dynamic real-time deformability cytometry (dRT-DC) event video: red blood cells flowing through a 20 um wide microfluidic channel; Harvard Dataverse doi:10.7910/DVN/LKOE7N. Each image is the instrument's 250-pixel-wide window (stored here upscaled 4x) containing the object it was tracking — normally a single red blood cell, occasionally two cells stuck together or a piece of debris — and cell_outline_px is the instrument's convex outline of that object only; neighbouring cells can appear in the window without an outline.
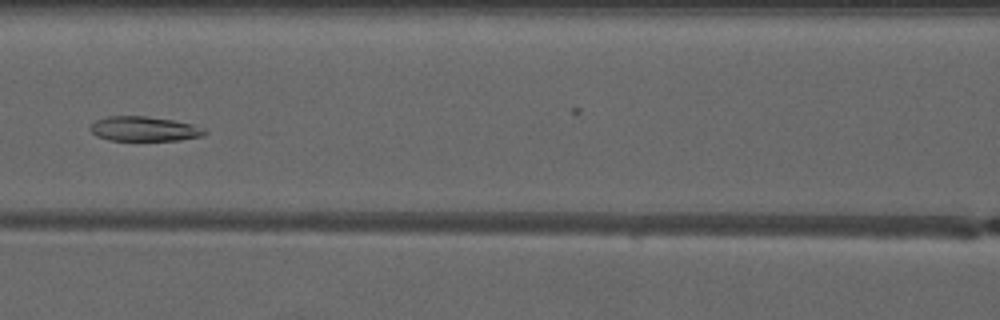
{"species": "common noctule bat (a hibernating species)", "species_latin": "Nyctalus noctula", "temperature_condition": "warm", "stored_images_in_passage": 6, "camera_frame_rate_fps": 3000, "um_per_image_px": 0.085, "animal": {"sex": "male", "forearm_length_mm": 52.5}, "frame": {"image": 1, "passage_image": 6, "time_ms": 7.0, "image_size_px": [1000, 320], "cell_outline_px": [[208, 132], [204, 136], [180, 140], [108, 140], [96, 136], [88, 128], [96, 120], [108, 116], [148, 116], [172, 120], [192, 124], [204, 128]], "centroid_in_image_um": [12.27, 10.95], "position_along_channel_um": 154.3, "area_um2": 16.53}}